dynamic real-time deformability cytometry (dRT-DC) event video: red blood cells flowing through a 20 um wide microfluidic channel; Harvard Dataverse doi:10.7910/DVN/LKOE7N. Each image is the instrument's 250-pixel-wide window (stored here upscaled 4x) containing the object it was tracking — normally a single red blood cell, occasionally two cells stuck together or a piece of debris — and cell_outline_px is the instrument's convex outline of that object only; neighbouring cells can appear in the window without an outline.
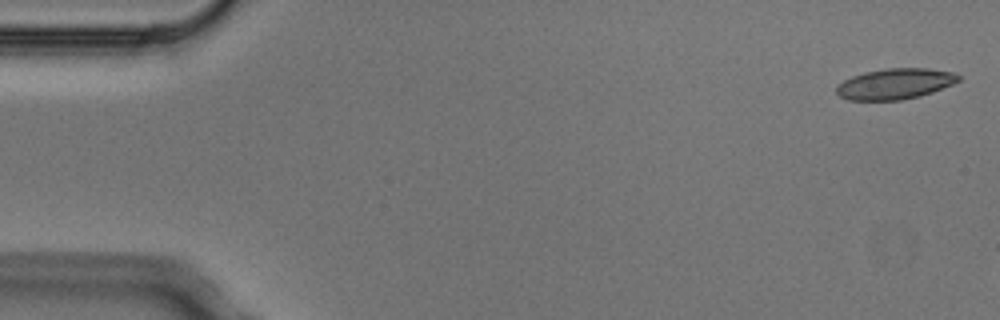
{"species": "Egyptian fruit bat (a non-hibernating species)", "species_latin": "Rousettus aegyptiacus", "temperature_condition": "cold", "stored_images_in_passage": 5, "camera_frame_rate_fps": 3000, "um_per_image_px": 0.085, "animal": {"sex": "male"}, "frame": {"image": 1, "passage_image": 1, "time_ms": 0.0, "image_size_px": [1000, 320], "cell_outline_px": [[960, 80], [952, 84], [932, 92], [920, 96], [900, 100], [848, 100], [840, 96], [836, 92], [836, 88], [844, 80], [852, 76], [864, 72], [884, 68], [928, 68], [952, 72], [960, 76]], "centroid_in_image_um": [76.07, 7.12], "position_along_channel_um": 8.9, "area_um2": 21.79}}